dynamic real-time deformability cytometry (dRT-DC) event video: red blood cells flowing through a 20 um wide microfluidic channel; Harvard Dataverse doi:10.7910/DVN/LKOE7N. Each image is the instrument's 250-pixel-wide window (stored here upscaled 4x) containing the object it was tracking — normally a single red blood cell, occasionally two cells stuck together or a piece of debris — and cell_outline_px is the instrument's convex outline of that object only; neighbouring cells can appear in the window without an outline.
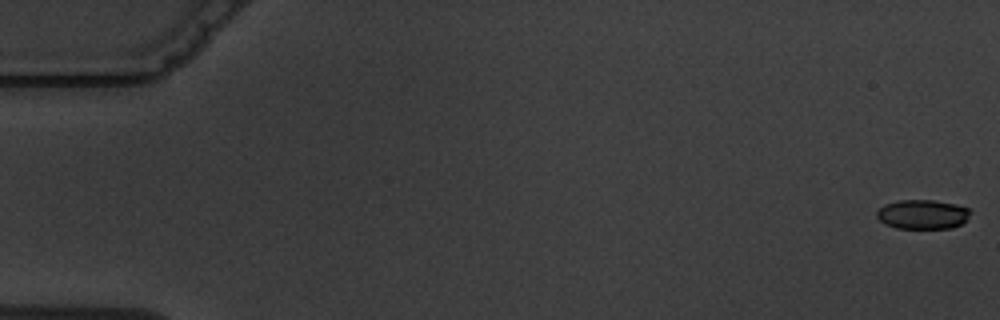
{"species": "common noctule bat (a hibernating species)", "species_latin": "Nyctalus noctula", "temperature_condition": "warm", "stored_images_in_passage": 6, "segment_of_instrument_passage": [1, 2], "camera_frame_rate_fps": 3000, "um_per_image_px": 0.085, "animal": {"sex": "male", "body_mass_g": 19.5, "forearm_length_mm": 54.6}, "frame": {"image": 1, "passage_image": 1, "time_ms": 0.0, "image_size_px": [1000, 320], "cell_outline_px": [[972, 212], [960, 224], [952, 228], [896, 228], [884, 224], [876, 216], [876, 212], [884, 204], [900, 200], [932, 200], [956, 204], [968, 208]], "centroid_in_image_um": [78.39, 18.21], "position_along_channel_um": 6.6, "area_um2": 15.95}}